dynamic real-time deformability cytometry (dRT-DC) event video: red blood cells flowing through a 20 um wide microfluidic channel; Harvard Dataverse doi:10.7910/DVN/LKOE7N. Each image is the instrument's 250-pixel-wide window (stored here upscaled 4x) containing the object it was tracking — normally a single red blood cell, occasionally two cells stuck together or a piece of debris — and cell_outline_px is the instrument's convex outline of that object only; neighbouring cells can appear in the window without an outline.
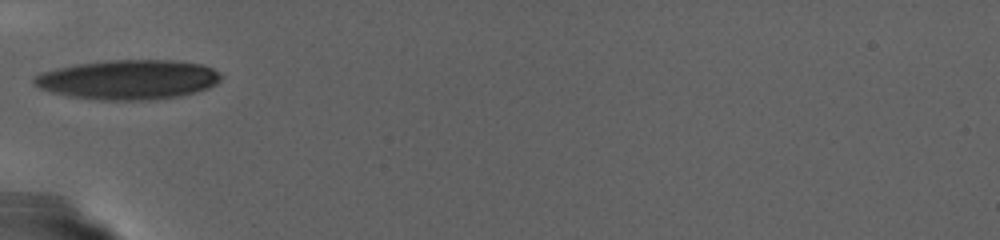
{"species": "human", "species_latin": "Homo sapiens", "temperature_condition": "warm", "stored_images_in_passage": 47, "camera_frame_rate_fps": 3000, "um_per_image_px": 0.085, "donor": {"sex": "female"}, "frame": {"image": 1, "passage_image": 1, "time_ms": 0.0, "image_size_px": [1000, 240], "cell_outline_px": [[220, 80], [216, 84], [208, 88], [180, 96], [156, 100], [100, 100], [68, 96], [52, 92], [40, 88], [32, 84], [32, 80], [40, 72], [56, 68], [76, 64], [104, 60], [172, 60], [200, 64], [212, 68], [220, 72]], "centroid_in_image_um": [10.88, 6.77], "position_along_channel_um": 74.1, "area_um2": 43.35}}
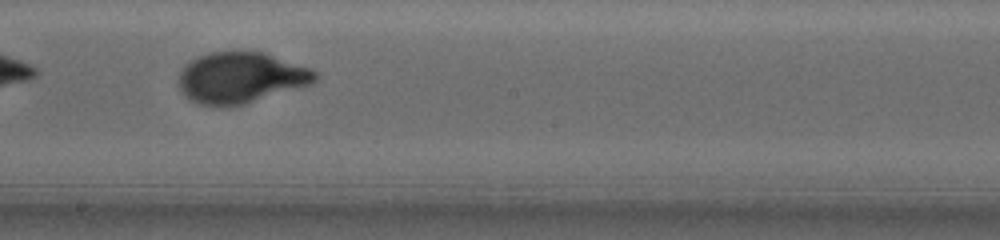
{"frame": {"image": 2, "passage_image": 23, "time_ms": 7.333, "image_size_px": [1000, 240], "cell_outline_px": [[320, 76], [316, 80], [308, 84], [244, 104], [224, 108], [220, 108], [196, 104], [180, 88], [180, 72], [192, 60], [200, 56], [212, 52], [260, 52], [308, 68], [316, 72]], "centroid_in_image_um": [20.43, 6.64], "position_along_channel_um": 227.8, "area_um2": 39.59}}
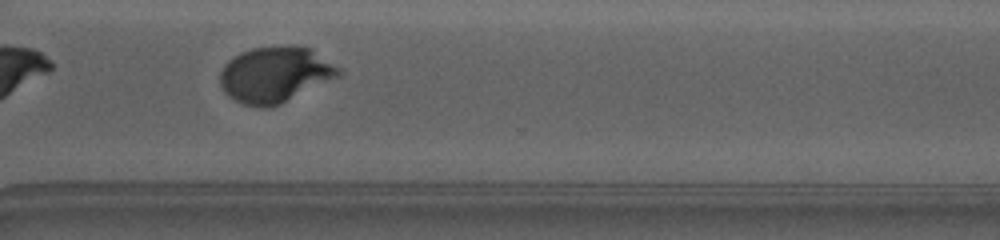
{"frame": {"image": 3, "passage_image": 40, "time_ms": 13.0, "image_size_px": [1000, 240], "cell_outline_px": [[344, 72], [340, 76], [272, 108], [256, 108], [244, 104], [228, 96], [224, 92], [220, 84], [220, 72], [224, 64], [228, 60], [240, 52], [252, 48], [288, 44], [292, 44], [312, 48], [340, 68]], "centroid_in_image_um": [23.39, 6.33], "position_along_channel_um": 347.2, "area_um2": 39.25}}